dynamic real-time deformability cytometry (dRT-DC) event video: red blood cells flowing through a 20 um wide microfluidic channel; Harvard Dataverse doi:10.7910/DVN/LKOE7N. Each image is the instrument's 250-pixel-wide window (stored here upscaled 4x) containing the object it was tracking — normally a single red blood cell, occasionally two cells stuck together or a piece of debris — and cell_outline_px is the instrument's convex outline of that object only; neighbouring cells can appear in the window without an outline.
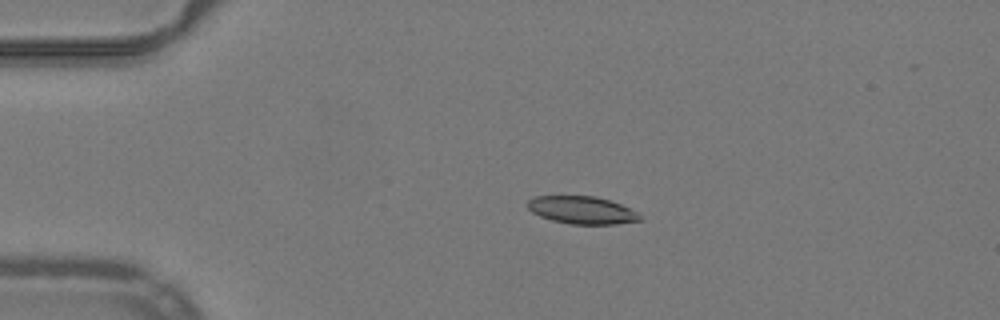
{"species": "common noctule bat (a hibernating species)", "species_latin": "Nyctalus noctula", "temperature_condition": "warm", "stored_images_in_passage": 41, "camera_frame_rate_fps": 3000, "um_per_image_px": 0.085, "animal": {"sex": "male", "body_mass_g": 19.2, "forearm_length_mm": 51.8}, "frame": {"image": 1, "passage_image": 1, "time_ms": 0.0, "image_size_px": [1000, 320], "cell_outline_px": [[644, 220], [616, 224], [572, 224], [552, 220], [540, 216], [532, 212], [528, 208], [528, 200], [532, 196], [596, 196], [620, 204], [636, 212]], "centroid_in_image_um": [49.45, 17.86], "position_along_channel_um": 35.5, "area_um2": 17.98}}
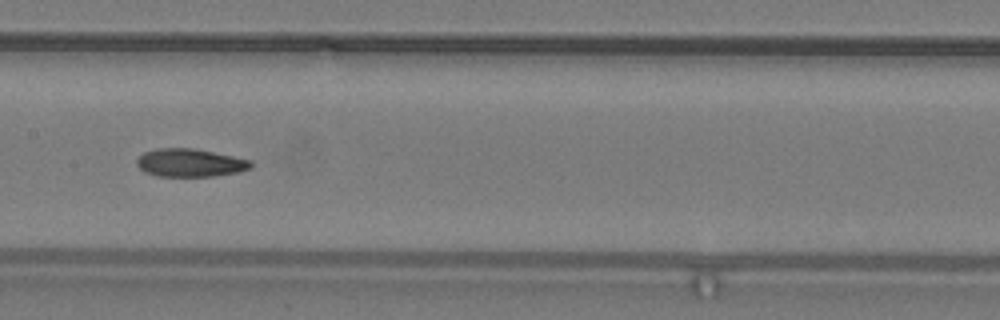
{"frame": {"image": 2, "passage_image": 16, "time_ms": 5.0, "image_size_px": [1000, 320], "cell_outline_px": [[252, 168], [240, 172], [212, 176], [156, 176], [144, 172], [136, 164], [136, 160], [144, 152], [156, 148], [196, 148], [252, 160]], "centroid_in_image_um": [16.17, 13.83], "position_along_channel_um": 191.2, "area_um2": 18.84}}
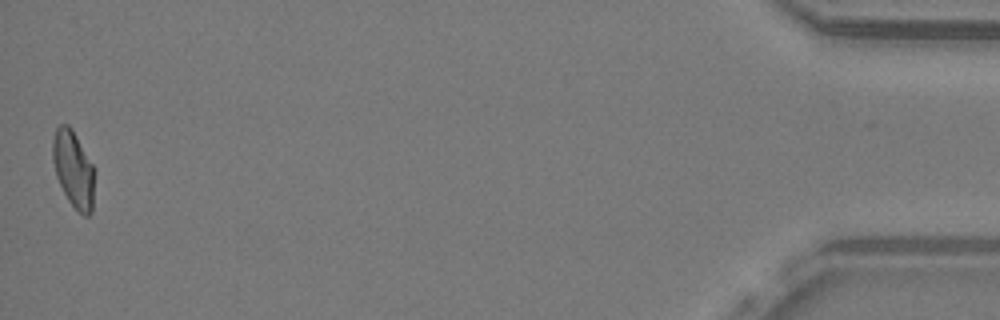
{"frame": {"image": 3, "passage_image": 41, "time_ms": 13.333, "image_size_px": [1000, 320], "cell_outline_px": [[92, 212], [88, 216], [84, 216], [68, 200], [56, 176], [52, 160], [52, 140], [56, 128], [60, 124], [68, 124], [72, 128], [92, 164]], "centroid_in_image_um": [6.19, 14.33], "position_along_channel_um": 429.0, "area_um2": 18.21}, "authors_computed_cell_mechanics": {"area_um2": 18.8428, "velocity_mm_per_s": 3.9943, "shape_relaxation_time_tau1_ms": null, "shape_relaxation_time_tau2_ms": 4.4722, "deformation_change_tau1": null, "deformation_change_tau2": 0.1093}}